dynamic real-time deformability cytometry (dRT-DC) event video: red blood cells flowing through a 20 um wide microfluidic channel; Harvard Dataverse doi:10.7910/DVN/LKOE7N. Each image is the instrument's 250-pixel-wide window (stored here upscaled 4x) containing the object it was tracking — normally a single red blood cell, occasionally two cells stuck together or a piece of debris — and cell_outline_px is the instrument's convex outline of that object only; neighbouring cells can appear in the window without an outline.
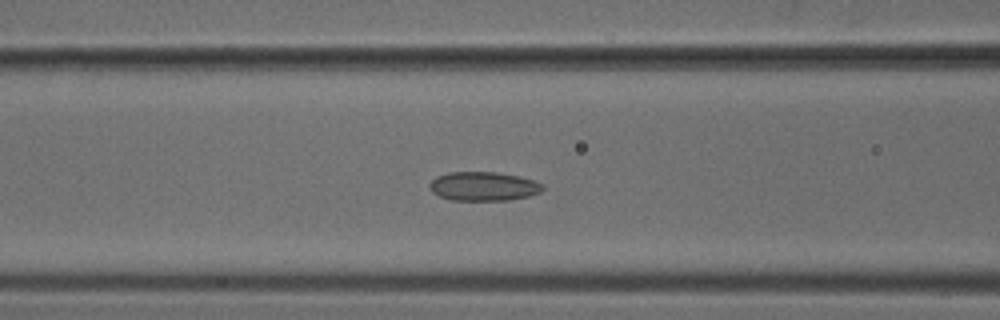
{"species": "common noctule bat (a hibernating species)", "species_latin": "Nyctalus noctula", "temperature_condition": "cold", "stored_images_in_passage": 47, "camera_frame_rate_fps": 3000, "um_per_image_px": 0.085, "animal": {"sex": "male", "body_mass_g": 18.8}, "frame": {"image": 1, "passage_image": 17, "time_ms": 5.333, "image_size_px": [1000, 320], "cell_outline_px": [[544, 188], [540, 192], [528, 196], [508, 200], [452, 200], [440, 196], [432, 192], [428, 188], [428, 184], [436, 176], [448, 172], [496, 172], [516, 176], [532, 180], [544, 184]], "centroid_in_image_um": [41.06, 15.83], "position_along_channel_um": 125.5, "area_um2": 19.07}}
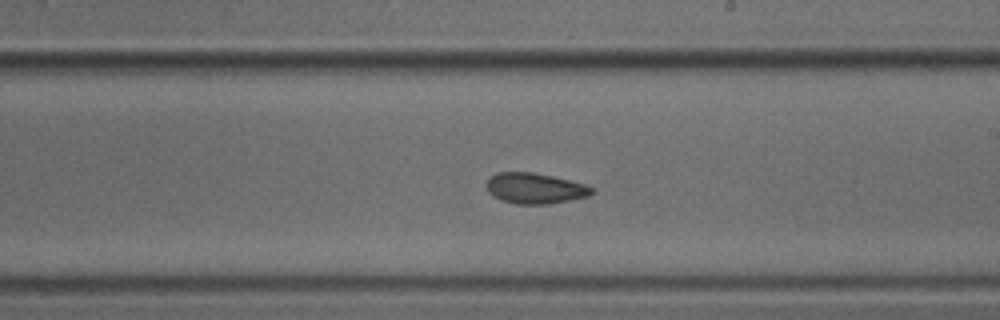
{"frame": {"image": 2, "passage_image": 26, "time_ms": 8.333, "image_size_px": [1000, 320], "cell_outline_px": [[592, 192], [588, 196], [548, 204], [516, 204], [500, 200], [492, 196], [488, 192], [488, 176], [496, 172], [532, 172], [552, 176], [584, 184], [592, 188]], "centroid_in_image_um": [45.41, 16.0], "position_along_channel_um": 243.6, "area_um2": 18.67}}
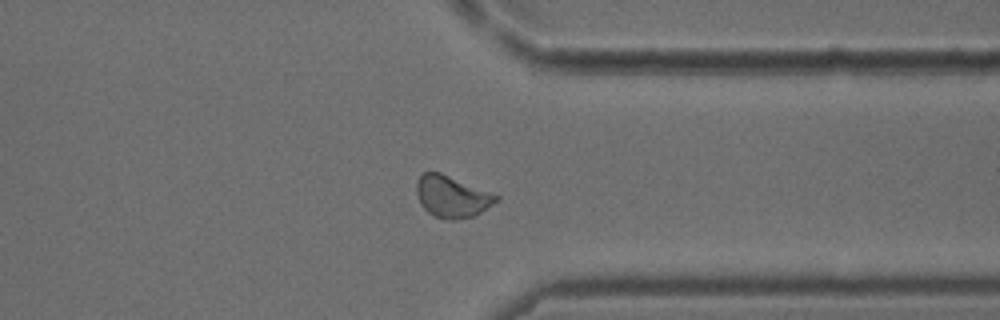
{"frame": {"image": 3, "passage_image": 36, "time_ms": 11.667, "image_size_px": [1000, 320], "cell_outline_px": [[500, 200], [480, 212], [472, 216], [452, 220], [432, 216], [420, 204], [416, 192], [416, 180], [424, 172], [440, 172], [500, 196]], "centroid_in_image_um": [38.39, 16.71], "position_along_channel_um": 373.0, "area_um2": 19.25}}